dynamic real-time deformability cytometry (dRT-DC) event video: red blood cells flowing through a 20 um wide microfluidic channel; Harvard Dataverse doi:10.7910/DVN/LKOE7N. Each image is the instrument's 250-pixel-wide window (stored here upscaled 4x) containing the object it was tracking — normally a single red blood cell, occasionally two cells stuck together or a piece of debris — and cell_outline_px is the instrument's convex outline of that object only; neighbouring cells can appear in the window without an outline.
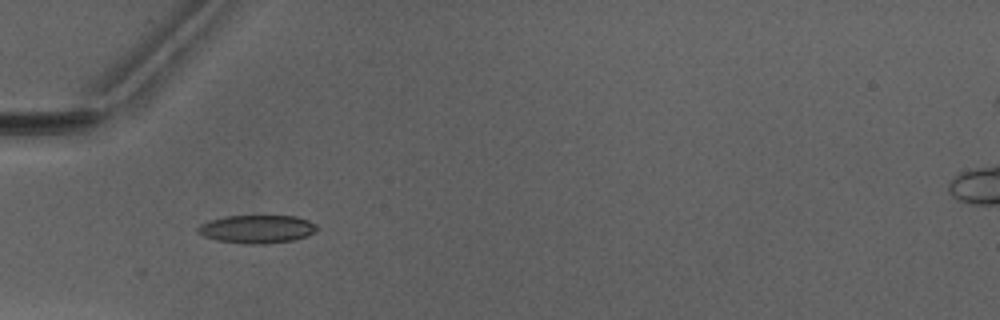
{"species": "Egyptian fruit bat (a non-hibernating species)", "species_latin": "Rousettus aegyptiacus", "temperature_condition": "warm", "stored_images_in_passage": 4, "camera_frame_rate_fps": 3000, "um_per_image_px": 0.085, "animal": {"sex": "male"}, "frame": {"image": 1, "passage_image": 1, "time_ms": 0.0, "image_size_px": [1000, 320], "cell_outline_px": [[316, 228], [312, 232], [304, 236], [292, 240], [264, 244], [252, 244], [216, 240], [204, 236], [196, 232], [196, 228], [200, 224], [212, 220], [228, 216], [296, 216], [308, 220], [316, 224]], "centroid_in_image_um": [21.8, 19.47], "position_along_channel_um": 63.2, "area_um2": 19.19}}